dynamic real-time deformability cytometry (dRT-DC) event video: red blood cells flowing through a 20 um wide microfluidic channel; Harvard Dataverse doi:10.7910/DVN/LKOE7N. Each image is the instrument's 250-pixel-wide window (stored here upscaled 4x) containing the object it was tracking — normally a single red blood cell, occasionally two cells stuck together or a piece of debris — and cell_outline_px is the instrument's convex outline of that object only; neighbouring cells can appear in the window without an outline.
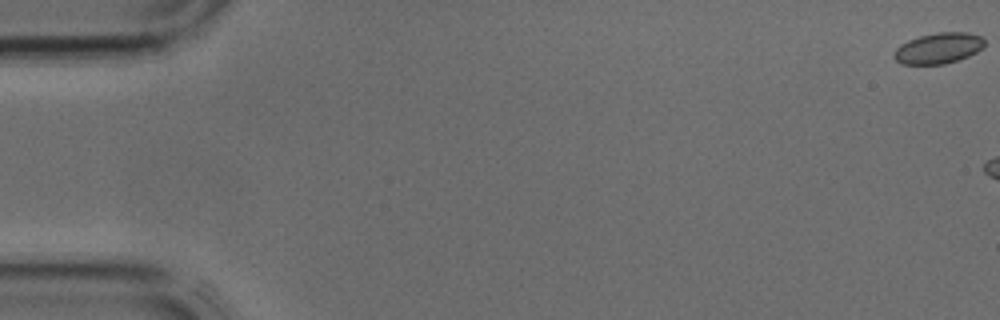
{"species": "common noctule bat (a hibernating species)", "species_latin": "Nyctalus noctula", "temperature_condition": "cold", "stored_images_in_passage": 5, "camera_frame_rate_fps": 3000, "um_per_image_px": 0.085, "animal": {"sex": "male", "body_mass_g": 17.9, "forearm_length_mm": 54.2}, "frame": {"image": 1, "passage_image": 1, "time_ms": 0.0, "image_size_px": [1000, 320], "cell_outline_px": [[984, 44], [976, 52], [968, 56], [944, 64], [900, 64], [892, 56], [896, 48], [900, 44], [908, 40], [920, 36], [936, 32], [968, 32], [980, 36], [984, 40]], "centroid_in_image_um": [79.72, 4.09], "position_along_channel_um": 5.3, "area_um2": 16.18}}